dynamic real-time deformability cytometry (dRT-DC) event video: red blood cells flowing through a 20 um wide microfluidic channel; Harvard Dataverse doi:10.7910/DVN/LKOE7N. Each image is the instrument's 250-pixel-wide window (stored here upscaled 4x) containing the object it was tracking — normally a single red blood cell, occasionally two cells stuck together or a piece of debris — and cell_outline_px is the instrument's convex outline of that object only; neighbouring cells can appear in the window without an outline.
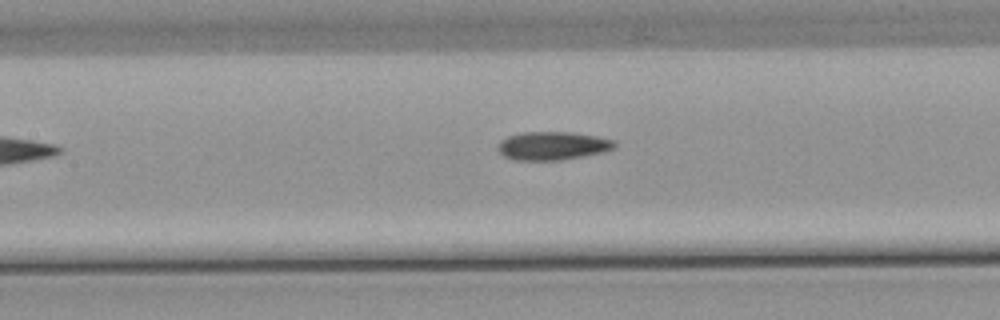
{"species": "common noctule bat (a hibernating species)", "species_latin": "Nyctalus noctula", "temperature_condition": "warm", "stored_images_in_passage": 6, "camera_frame_rate_fps": 3000, "um_per_image_px": 0.085, "animal": {"sex": "male", "body_mass_g": 21.5, "forearm_length_mm": 52.0}, "frame": {"image": 1, "passage_image": 6, "time_ms": 6.333, "image_size_px": [1000, 320], "cell_outline_px": [[616, 144], [612, 148], [604, 152], [560, 160], [516, 160], [504, 156], [496, 148], [500, 140], [508, 136], [520, 132], [572, 132], [596, 136], [612, 140]], "centroid_in_image_um": [46.92, 12.38], "position_along_channel_um": 160.5, "area_um2": 19.19}}